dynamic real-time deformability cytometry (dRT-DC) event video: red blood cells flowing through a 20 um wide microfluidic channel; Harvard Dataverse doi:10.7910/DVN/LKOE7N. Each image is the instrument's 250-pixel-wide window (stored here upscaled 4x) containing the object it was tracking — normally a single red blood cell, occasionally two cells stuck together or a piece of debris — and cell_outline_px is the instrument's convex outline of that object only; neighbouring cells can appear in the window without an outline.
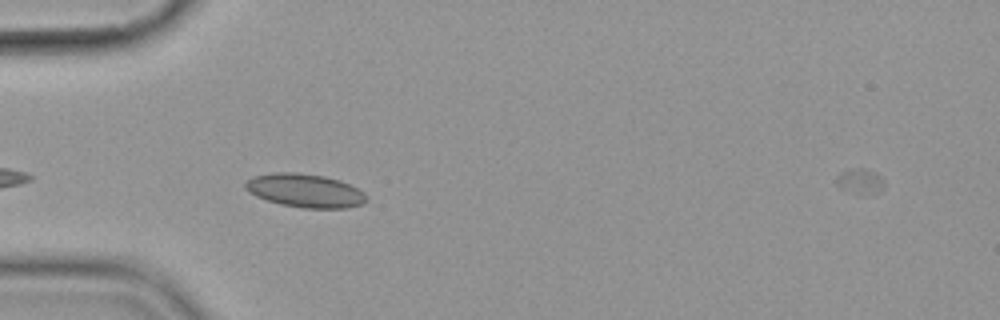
{"species": "common noctule bat (a hibernating species)", "species_latin": "Nyctalus noctula", "temperature_condition": "cold", "stored_images_in_passage": 6, "camera_frame_rate_fps": 3000, "um_per_image_px": 0.085, "animal": {"sex": "female", "body_mass_g": 19.9}, "frame": {"image": 1, "passage_image": 5, "time_ms": 5.333, "image_size_px": [1000, 320], "cell_outline_px": [[368, 200], [364, 204], [348, 208], [304, 208], [280, 204], [256, 196], [248, 192], [244, 188], [244, 184], [252, 176], [272, 172], [296, 172], [324, 176], [340, 180], [364, 192], [368, 196]], "centroid_in_image_um": [25.93, 16.2], "position_along_channel_um": 59.1, "area_um2": 23.87}}